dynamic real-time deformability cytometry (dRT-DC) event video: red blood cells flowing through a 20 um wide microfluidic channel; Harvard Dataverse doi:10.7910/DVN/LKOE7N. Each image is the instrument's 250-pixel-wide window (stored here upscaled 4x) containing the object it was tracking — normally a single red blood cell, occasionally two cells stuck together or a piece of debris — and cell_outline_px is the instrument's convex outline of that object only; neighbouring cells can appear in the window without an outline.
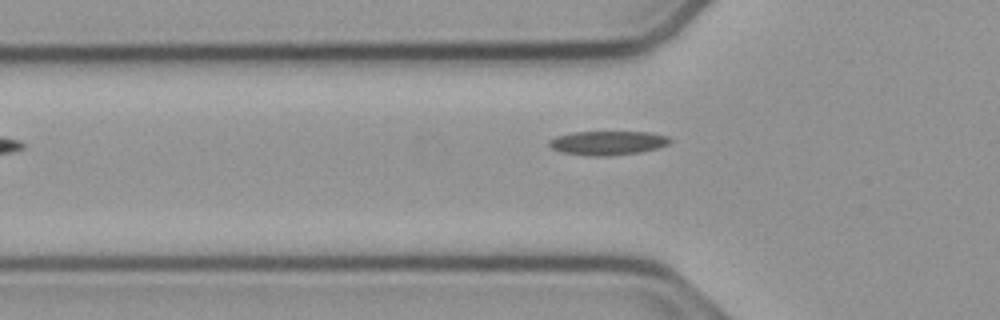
{"species": "common noctule bat (a hibernating species)", "species_latin": "Nyctalus noctula", "temperature_condition": "cold", "stored_images_in_passage": 35, "camera_frame_rate_fps": 3000, "um_per_image_px": 0.085, "animal": {"sex": "male", "body_mass_g": 23.1, "forearm_length_mm": 52.7}, "frame": {"image": 1, "passage_image": 3, "time_ms": 0.667, "image_size_px": [1000, 320], "cell_outline_px": [[672, 140], [668, 144], [656, 148], [640, 152], [608, 156], [592, 156], [560, 152], [552, 148], [548, 144], [548, 140], [556, 136], [572, 132], [648, 132], [668, 136]], "centroid_in_image_um": [51.62, 12.14], "position_along_channel_um": 74.2, "area_um2": 16.94}}
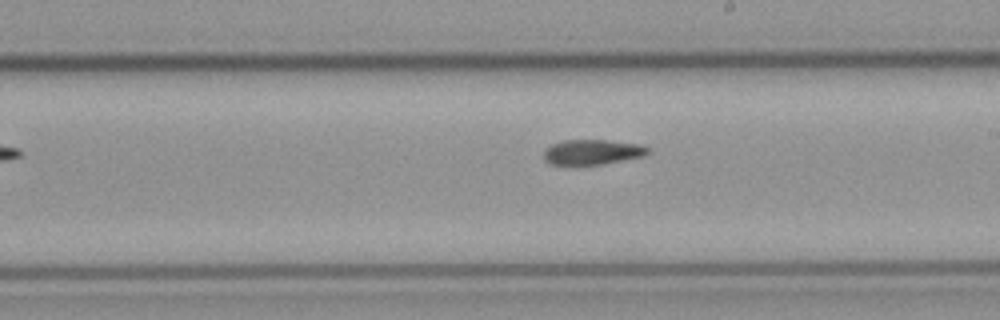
{"frame": {"image": 2, "passage_image": 16, "time_ms": 5.0, "image_size_px": [1000, 320], "cell_outline_px": [[652, 152], [644, 156], [604, 164], [552, 164], [544, 160], [544, 148], [552, 144], [564, 140], [604, 140], [640, 144], [648, 148]], "centroid_in_image_um": [50.37, 12.92], "position_along_channel_um": 238.6, "area_um2": 15.2}}
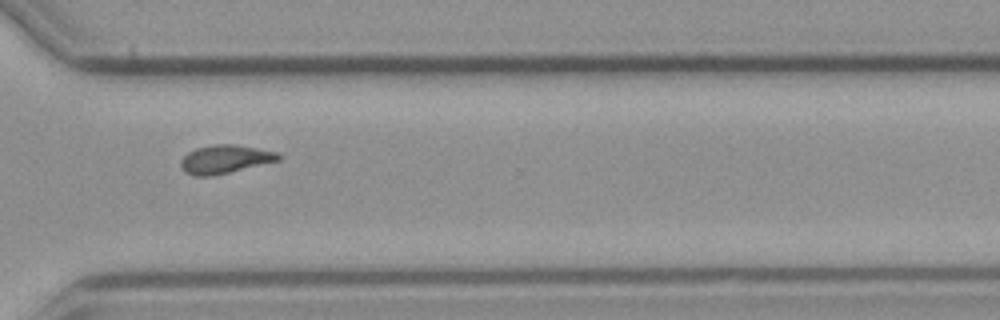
{"frame": {"image": 3, "passage_image": 25, "time_ms": 8.0, "image_size_px": [1000, 320], "cell_outline_px": [[280, 160], [212, 176], [192, 176], [184, 172], [180, 164], [180, 160], [188, 152], [196, 148], [216, 144], [236, 144], [276, 152], [280, 156]], "centroid_in_image_um": [19.08, 13.54], "position_along_channel_um": 351.5, "area_um2": 16.07}}